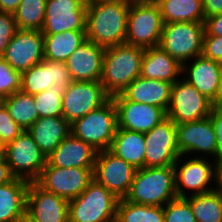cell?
<instances>
[{"label":"cell","mask_w":222,"mask_h":222,"mask_svg":"<svg viewBox=\"0 0 222 222\" xmlns=\"http://www.w3.org/2000/svg\"><path fill=\"white\" fill-rule=\"evenodd\" d=\"M129 1H98L87 3L86 39L109 48L125 43Z\"/></svg>","instance_id":"1"},{"label":"cell","mask_w":222,"mask_h":222,"mask_svg":"<svg viewBox=\"0 0 222 222\" xmlns=\"http://www.w3.org/2000/svg\"><path fill=\"white\" fill-rule=\"evenodd\" d=\"M145 48L123 43L105 49L100 83L110 96L120 94L140 76Z\"/></svg>","instance_id":"2"},{"label":"cell","mask_w":222,"mask_h":222,"mask_svg":"<svg viewBox=\"0 0 222 222\" xmlns=\"http://www.w3.org/2000/svg\"><path fill=\"white\" fill-rule=\"evenodd\" d=\"M177 197L173 165L137 169L125 199L136 204L163 207Z\"/></svg>","instance_id":"3"},{"label":"cell","mask_w":222,"mask_h":222,"mask_svg":"<svg viewBox=\"0 0 222 222\" xmlns=\"http://www.w3.org/2000/svg\"><path fill=\"white\" fill-rule=\"evenodd\" d=\"M118 202L93 179L78 197L69 200V222H116Z\"/></svg>","instance_id":"4"},{"label":"cell","mask_w":222,"mask_h":222,"mask_svg":"<svg viewBox=\"0 0 222 222\" xmlns=\"http://www.w3.org/2000/svg\"><path fill=\"white\" fill-rule=\"evenodd\" d=\"M117 127V111L110 97L99 108L71 123V134L99 152L110 149Z\"/></svg>","instance_id":"5"},{"label":"cell","mask_w":222,"mask_h":222,"mask_svg":"<svg viewBox=\"0 0 222 222\" xmlns=\"http://www.w3.org/2000/svg\"><path fill=\"white\" fill-rule=\"evenodd\" d=\"M163 25L155 1H133L128 11L125 43L145 49L159 46Z\"/></svg>","instance_id":"6"},{"label":"cell","mask_w":222,"mask_h":222,"mask_svg":"<svg viewBox=\"0 0 222 222\" xmlns=\"http://www.w3.org/2000/svg\"><path fill=\"white\" fill-rule=\"evenodd\" d=\"M204 22H174L163 25L159 46L181 65L202 53Z\"/></svg>","instance_id":"7"},{"label":"cell","mask_w":222,"mask_h":222,"mask_svg":"<svg viewBox=\"0 0 222 222\" xmlns=\"http://www.w3.org/2000/svg\"><path fill=\"white\" fill-rule=\"evenodd\" d=\"M211 160L212 158L189 155L177 158L174 169L176 194L179 198L213 191L215 160Z\"/></svg>","instance_id":"8"},{"label":"cell","mask_w":222,"mask_h":222,"mask_svg":"<svg viewBox=\"0 0 222 222\" xmlns=\"http://www.w3.org/2000/svg\"><path fill=\"white\" fill-rule=\"evenodd\" d=\"M4 157L12 174L29 182L40 177L47 163V158L27 130L6 145Z\"/></svg>","instance_id":"9"},{"label":"cell","mask_w":222,"mask_h":222,"mask_svg":"<svg viewBox=\"0 0 222 222\" xmlns=\"http://www.w3.org/2000/svg\"><path fill=\"white\" fill-rule=\"evenodd\" d=\"M211 110V101L182 77L172 84L167 116L176 125L206 118Z\"/></svg>","instance_id":"10"},{"label":"cell","mask_w":222,"mask_h":222,"mask_svg":"<svg viewBox=\"0 0 222 222\" xmlns=\"http://www.w3.org/2000/svg\"><path fill=\"white\" fill-rule=\"evenodd\" d=\"M94 168H60L46 163L35 181L45 191L71 200L78 197L94 179Z\"/></svg>","instance_id":"11"},{"label":"cell","mask_w":222,"mask_h":222,"mask_svg":"<svg viewBox=\"0 0 222 222\" xmlns=\"http://www.w3.org/2000/svg\"><path fill=\"white\" fill-rule=\"evenodd\" d=\"M145 167L173 166L180 156L176 124L167 116L152 130L144 133Z\"/></svg>","instance_id":"12"},{"label":"cell","mask_w":222,"mask_h":222,"mask_svg":"<svg viewBox=\"0 0 222 222\" xmlns=\"http://www.w3.org/2000/svg\"><path fill=\"white\" fill-rule=\"evenodd\" d=\"M136 171L134 166L107 149L97 153L93 176L118 199H124L130 190Z\"/></svg>","instance_id":"13"},{"label":"cell","mask_w":222,"mask_h":222,"mask_svg":"<svg viewBox=\"0 0 222 222\" xmlns=\"http://www.w3.org/2000/svg\"><path fill=\"white\" fill-rule=\"evenodd\" d=\"M109 98L100 81H72L62 95L63 117L71 124Z\"/></svg>","instance_id":"14"},{"label":"cell","mask_w":222,"mask_h":222,"mask_svg":"<svg viewBox=\"0 0 222 222\" xmlns=\"http://www.w3.org/2000/svg\"><path fill=\"white\" fill-rule=\"evenodd\" d=\"M176 130L180 155L207 156L217 160V137L209 116L198 121L177 124Z\"/></svg>","instance_id":"15"},{"label":"cell","mask_w":222,"mask_h":222,"mask_svg":"<svg viewBox=\"0 0 222 222\" xmlns=\"http://www.w3.org/2000/svg\"><path fill=\"white\" fill-rule=\"evenodd\" d=\"M87 4L81 0H46L43 35L85 31Z\"/></svg>","instance_id":"16"},{"label":"cell","mask_w":222,"mask_h":222,"mask_svg":"<svg viewBox=\"0 0 222 222\" xmlns=\"http://www.w3.org/2000/svg\"><path fill=\"white\" fill-rule=\"evenodd\" d=\"M4 60L20 73L44 60V39L39 30L17 29L11 38Z\"/></svg>","instance_id":"17"},{"label":"cell","mask_w":222,"mask_h":222,"mask_svg":"<svg viewBox=\"0 0 222 222\" xmlns=\"http://www.w3.org/2000/svg\"><path fill=\"white\" fill-rule=\"evenodd\" d=\"M112 99L117 111V128L146 133L167 117L164 109L127 100L121 93Z\"/></svg>","instance_id":"18"},{"label":"cell","mask_w":222,"mask_h":222,"mask_svg":"<svg viewBox=\"0 0 222 222\" xmlns=\"http://www.w3.org/2000/svg\"><path fill=\"white\" fill-rule=\"evenodd\" d=\"M69 201L41 188L36 182H30L26 214L35 222H69Z\"/></svg>","instance_id":"19"},{"label":"cell","mask_w":222,"mask_h":222,"mask_svg":"<svg viewBox=\"0 0 222 222\" xmlns=\"http://www.w3.org/2000/svg\"><path fill=\"white\" fill-rule=\"evenodd\" d=\"M72 82L65 62L43 60L21 73V90L34 95L51 85L60 88Z\"/></svg>","instance_id":"20"},{"label":"cell","mask_w":222,"mask_h":222,"mask_svg":"<svg viewBox=\"0 0 222 222\" xmlns=\"http://www.w3.org/2000/svg\"><path fill=\"white\" fill-rule=\"evenodd\" d=\"M105 48L86 40L70 55L65 64L72 81H100Z\"/></svg>","instance_id":"21"},{"label":"cell","mask_w":222,"mask_h":222,"mask_svg":"<svg viewBox=\"0 0 222 222\" xmlns=\"http://www.w3.org/2000/svg\"><path fill=\"white\" fill-rule=\"evenodd\" d=\"M221 73V63L205 58L202 55L182 65V78L193 85L211 102L216 96Z\"/></svg>","instance_id":"22"},{"label":"cell","mask_w":222,"mask_h":222,"mask_svg":"<svg viewBox=\"0 0 222 222\" xmlns=\"http://www.w3.org/2000/svg\"><path fill=\"white\" fill-rule=\"evenodd\" d=\"M98 151L70 134L47 158L50 166L60 168H94Z\"/></svg>","instance_id":"23"},{"label":"cell","mask_w":222,"mask_h":222,"mask_svg":"<svg viewBox=\"0 0 222 222\" xmlns=\"http://www.w3.org/2000/svg\"><path fill=\"white\" fill-rule=\"evenodd\" d=\"M171 88L172 83L139 76L121 94L127 100L154 105L167 112L171 102Z\"/></svg>","instance_id":"24"},{"label":"cell","mask_w":222,"mask_h":222,"mask_svg":"<svg viewBox=\"0 0 222 222\" xmlns=\"http://www.w3.org/2000/svg\"><path fill=\"white\" fill-rule=\"evenodd\" d=\"M140 76L174 84L182 77V65L160 46L146 48L141 60Z\"/></svg>","instance_id":"25"},{"label":"cell","mask_w":222,"mask_h":222,"mask_svg":"<svg viewBox=\"0 0 222 222\" xmlns=\"http://www.w3.org/2000/svg\"><path fill=\"white\" fill-rule=\"evenodd\" d=\"M27 132L46 158L71 134V124L63 117H42Z\"/></svg>","instance_id":"26"},{"label":"cell","mask_w":222,"mask_h":222,"mask_svg":"<svg viewBox=\"0 0 222 222\" xmlns=\"http://www.w3.org/2000/svg\"><path fill=\"white\" fill-rule=\"evenodd\" d=\"M29 184V181L15 177L0 185V222H14L26 214Z\"/></svg>","instance_id":"27"},{"label":"cell","mask_w":222,"mask_h":222,"mask_svg":"<svg viewBox=\"0 0 222 222\" xmlns=\"http://www.w3.org/2000/svg\"><path fill=\"white\" fill-rule=\"evenodd\" d=\"M144 133L117 128L110 151L136 169L145 167Z\"/></svg>","instance_id":"28"},{"label":"cell","mask_w":222,"mask_h":222,"mask_svg":"<svg viewBox=\"0 0 222 222\" xmlns=\"http://www.w3.org/2000/svg\"><path fill=\"white\" fill-rule=\"evenodd\" d=\"M44 59L65 62L87 39L85 31H66L59 34L43 35Z\"/></svg>","instance_id":"29"},{"label":"cell","mask_w":222,"mask_h":222,"mask_svg":"<svg viewBox=\"0 0 222 222\" xmlns=\"http://www.w3.org/2000/svg\"><path fill=\"white\" fill-rule=\"evenodd\" d=\"M164 24L204 22L202 0H156Z\"/></svg>","instance_id":"30"},{"label":"cell","mask_w":222,"mask_h":222,"mask_svg":"<svg viewBox=\"0 0 222 222\" xmlns=\"http://www.w3.org/2000/svg\"><path fill=\"white\" fill-rule=\"evenodd\" d=\"M6 109L24 131L39 119L33 95L22 90L6 97Z\"/></svg>","instance_id":"31"},{"label":"cell","mask_w":222,"mask_h":222,"mask_svg":"<svg viewBox=\"0 0 222 222\" xmlns=\"http://www.w3.org/2000/svg\"><path fill=\"white\" fill-rule=\"evenodd\" d=\"M197 222H222V196L213 191L186 197Z\"/></svg>","instance_id":"32"},{"label":"cell","mask_w":222,"mask_h":222,"mask_svg":"<svg viewBox=\"0 0 222 222\" xmlns=\"http://www.w3.org/2000/svg\"><path fill=\"white\" fill-rule=\"evenodd\" d=\"M116 222H164L163 207L148 206L119 199Z\"/></svg>","instance_id":"33"},{"label":"cell","mask_w":222,"mask_h":222,"mask_svg":"<svg viewBox=\"0 0 222 222\" xmlns=\"http://www.w3.org/2000/svg\"><path fill=\"white\" fill-rule=\"evenodd\" d=\"M46 0H21L13 13L19 29L39 30L44 24Z\"/></svg>","instance_id":"34"},{"label":"cell","mask_w":222,"mask_h":222,"mask_svg":"<svg viewBox=\"0 0 222 222\" xmlns=\"http://www.w3.org/2000/svg\"><path fill=\"white\" fill-rule=\"evenodd\" d=\"M67 87L51 85L47 90L33 95L39 118L63 116L62 95Z\"/></svg>","instance_id":"35"},{"label":"cell","mask_w":222,"mask_h":222,"mask_svg":"<svg viewBox=\"0 0 222 222\" xmlns=\"http://www.w3.org/2000/svg\"><path fill=\"white\" fill-rule=\"evenodd\" d=\"M164 222H197L190 202L186 198H175L163 206Z\"/></svg>","instance_id":"36"},{"label":"cell","mask_w":222,"mask_h":222,"mask_svg":"<svg viewBox=\"0 0 222 222\" xmlns=\"http://www.w3.org/2000/svg\"><path fill=\"white\" fill-rule=\"evenodd\" d=\"M18 90H21V73L0 56V96L9 97Z\"/></svg>","instance_id":"37"},{"label":"cell","mask_w":222,"mask_h":222,"mask_svg":"<svg viewBox=\"0 0 222 222\" xmlns=\"http://www.w3.org/2000/svg\"><path fill=\"white\" fill-rule=\"evenodd\" d=\"M23 131L12 119L6 107L0 111V137L6 145L15 140Z\"/></svg>","instance_id":"38"},{"label":"cell","mask_w":222,"mask_h":222,"mask_svg":"<svg viewBox=\"0 0 222 222\" xmlns=\"http://www.w3.org/2000/svg\"><path fill=\"white\" fill-rule=\"evenodd\" d=\"M14 15L0 11V56H2L17 31Z\"/></svg>","instance_id":"39"},{"label":"cell","mask_w":222,"mask_h":222,"mask_svg":"<svg viewBox=\"0 0 222 222\" xmlns=\"http://www.w3.org/2000/svg\"><path fill=\"white\" fill-rule=\"evenodd\" d=\"M201 55L222 64V36H204Z\"/></svg>","instance_id":"40"},{"label":"cell","mask_w":222,"mask_h":222,"mask_svg":"<svg viewBox=\"0 0 222 222\" xmlns=\"http://www.w3.org/2000/svg\"><path fill=\"white\" fill-rule=\"evenodd\" d=\"M210 120L213 124L217 137V160L222 159V112L212 109L210 112Z\"/></svg>","instance_id":"41"},{"label":"cell","mask_w":222,"mask_h":222,"mask_svg":"<svg viewBox=\"0 0 222 222\" xmlns=\"http://www.w3.org/2000/svg\"><path fill=\"white\" fill-rule=\"evenodd\" d=\"M204 26V36H222V13L205 18Z\"/></svg>","instance_id":"42"},{"label":"cell","mask_w":222,"mask_h":222,"mask_svg":"<svg viewBox=\"0 0 222 222\" xmlns=\"http://www.w3.org/2000/svg\"><path fill=\"white\" fill-rule=\"evenodd\" d=\"M204 17L222 13V0H202Z\"/></svg>","instance_id":"43"},{"label":"cell","mask_w":222,"mask_h":222,"mask_svg":"<svg viewBox=\"0 0 222 222\" xmlns=\"http://www.w3.org/2000/svg\"><path fill=\"white\" fill-rule=\"evenodd\" d=\"M213 182V190L222 196V159L215 160Z\"/></svg>","instance_id":"44"},{"label":"cell","mask_w":222,"mask_h":222,"mask_svg":"<svg viewBox=\"0 0 222 222\" xmlns=\"http://www.w3.org/2000/svg\"><path fill=\"white\" fill-rule=\"evenodd\" d=\"M14 178L5 157L0 158V185L11 182Z\"/></svg>","instance_id":"45"},{"label":"cell","mask_w":222,"mask_h":222,"mask_svg":"<svg viewBox=\"0 0 222 222\" xmlns=\"http://www.w3.org/2000/svg\"><path fill=\"white\" fill-rule=\"evenodd\" d=\"M21 0H0V11L13 14Z\"/></svg>","instance_id":"46"},{"label":"cell","mask_w":222,"mask_h":222,"mask_svg":"<svg viewBox=\"0 0 222 222\" xmlns=\"http://www.w3.org/2000/svg\"><path fill=\"white\" fill-rule=\"evenodd\" d=\"M212 109L222 112V73L219 78V84L216 91V96L211 102Z\"/></svg>","instance_id":"47"},{"label":"cell","mask_w":222,"mask_h":222,"mask_svg":"<svg viewBox=\"0 0 222 222\" xmlns=\"http://www.w3.org/2000/svg\"><path fill=\"white\" fill-rule=\"evenodd\" d=\"M14 222H35V221L33 219H31L27 214H25L24 216L18 218Z\"/></svg>","instance_id":"48"},{"label":"cell","mask_w":222,"mask_h":222,"mask_svg":"<svg viewBox=\"0 0 222 222\" xmlns=\"http://www.w3.org/2000/svg\"><path fill=\"white\" fill-rule=\"evenodd\" d=\"M5 148H6V144L3 142V140L0 137V158L4 157Z\"/></svg>","instance_id":"49"},{"label":"cell","mask_w":222,"mask_h":222,"mask_svg":"<svg viewBox=\"0 0 222 222\" xmlns=\"http://www.w3.org/2000/svg\"><path fill=\"white\" fill-rule=\"evenodd\" d=\"M6 107V97L0 96V111Z\"/></svg>","instance_id":"50"},{"label":"cell","mask_w":222,"mask_h":222,"mask_svg":"<svg viewBox=\"0 0 222 222\" xmlns=\"http://www.w3.org/2000/svg\"><path fill=\"white\" fill-rule=\"evenodd\" d=\"M98 1H129V0H98Z\"/></svg>","instance_id":"51"},{"label":"cell","mask_w":222,"mask_h":222,"mask_svg":"<svg viewBox=\"0 0 222 222\" xmlns=\"http://www.w3.org/2000/svg\"><path fill=\"white\" fill-rule=\"evenodd\" d=\"M133 1H154V0H129V2H133Z\"/></svg>","instance_id":"52"},{"label":"cell","mask_w":222,"mask_h":222,"mask_svg":"<svg viewBox=\"0 0 222 222\" xmlns=\"http://www.w3.org/2000/svg\"><path fill=\"white\" fill-rule=\"evenodd\" d=\"M81 1L87 4L90 0H81Z\"/></svg>","instance_id":"53"}]
</instances>
